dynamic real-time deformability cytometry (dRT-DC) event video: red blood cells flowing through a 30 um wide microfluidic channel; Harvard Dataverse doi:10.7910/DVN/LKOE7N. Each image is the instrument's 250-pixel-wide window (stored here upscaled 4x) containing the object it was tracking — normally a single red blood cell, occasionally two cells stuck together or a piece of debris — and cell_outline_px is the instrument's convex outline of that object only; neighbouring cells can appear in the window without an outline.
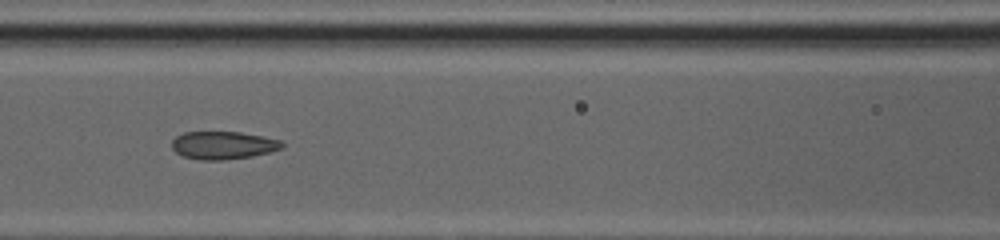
{"species": "common noctule bat (a hibernating species)", "species_latin": "Nyctalus noctula", "temperature_condition": "cold", "stored_images_in_passage": 34, "camera_frame_rate_fps": 3000, "um_per_image_px": 0.085, "animal": {"sex": "female", "body_mass_g": 20.0, "forearm_length_mm": 54.0}, "frame": {"image": 1, "passage_image": 8, "time_ms": 2.333, "image_size_px": [1000, 240], "cell_outline_px": [[284, 148], [252, 156], [224, 160], [200, 160], [184, 156], [176, 152], [172, 148], [172, 140], [176, 136], [184, 132], [240, 132], [280, 140], [284, 144]], "centroid_in_image_um": [18.96, 12.35], "position_along_channel_um": 147.6, "area_um2": 17.8}}
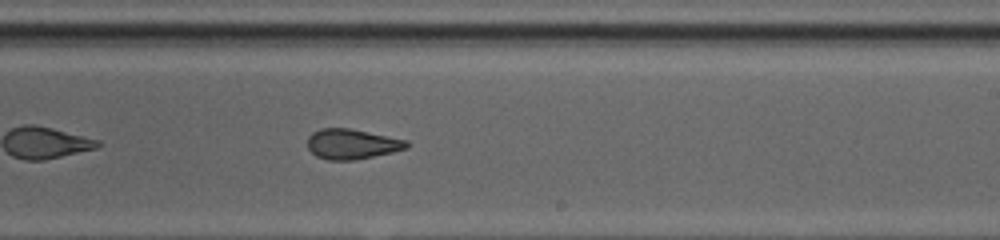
{"frame": {"image": 2, "passage_image": 16, "time_ms": 5.0, "image_size_px": [1000, 240], "cell_outline_px": [[412, 144], [408, 148], [392, 152], [352, 160], [328, 160], [316, 156], [308, 148], [308, 136], [312, 132], [320, 128], [348, 128], [408, 140]], "centroid_in_image_um": [29.92, 12.24], "position_along_channel_um": 259.1, "area_um2": 17.4}}
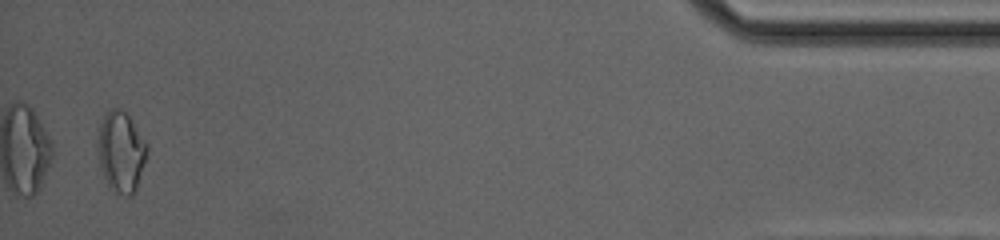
{"frame": {"image": 3, "passage_image": 33, "time_ms": 10.667, "image_size_px": [1000, 240], "cell_outline_px": [[148, 148], [136, 188], [132, 196], [128, 196], [112, 192], [108, 188], [100, 168], [100, 124], [104, 116], [112, 108], [120, 108], [128, 116], [148, 144]], "centroid_in_image_um": [10.3, 12.95], "position_along_channel_um": 424.9, "area_um2": 22.54}, "authors_computed_cell_mechanics": {"area_um2": 18.2648, "velocity_mm_per_s": 4.1984, "shape_relaxation_time_tau1_ms": null, "shape_relaxation_time_tau2_ms": 1.7286, "deformation_change_tau1": null, "deformation_change_tau2": 0.0799}}